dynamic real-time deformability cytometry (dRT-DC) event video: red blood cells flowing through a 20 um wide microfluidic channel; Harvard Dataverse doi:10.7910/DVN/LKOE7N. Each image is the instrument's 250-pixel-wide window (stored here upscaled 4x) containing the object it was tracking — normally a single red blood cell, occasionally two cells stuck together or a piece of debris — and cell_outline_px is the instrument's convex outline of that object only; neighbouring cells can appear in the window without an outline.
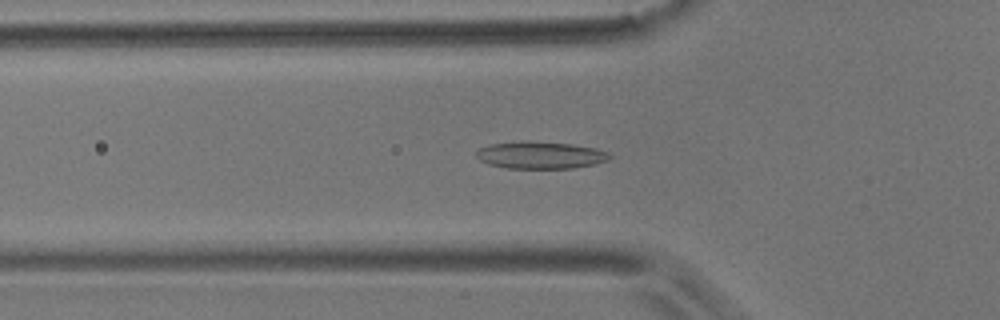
{"species": "common noctule bat (a hibernating species)", "species_latin": "Nyctalus noctula", "temperature_condition": "room temperature", "stored_images_in_passage": 55, "camera_frame_rate_fps": 3000, "um_per_image_px": 0.085, "animal": {"sex": "male", "body_mass_g": 17.9}, "frame": {"image": 1, "passage_image": 18, "time_ms": 5.667, "image_size_px": [1000, 320], "cell_outline_px": [[612, 156], [608, 160], [596, 164], [572, 168], [508, 168], [488, 164], [480, 160], [476, 156], [476, 152], [480, 148], [492, 144], [572, 144], [596, 148], [608, 152]], "centroid_in_image_um": [46.01, 13.24], "position_along_channel_um": 79.8, "area_um2": 20.0}}
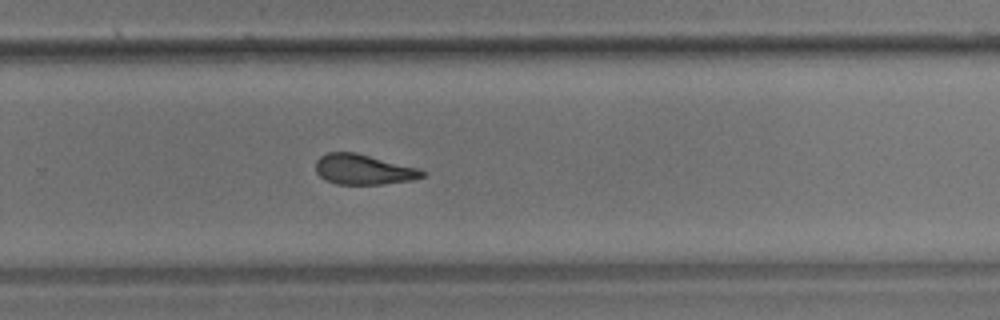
{"frame": {"image": 2, "passage_image": 36, "time_ms": 11.667, "image_size_px": [1000, 320], "cell_outline_px": [[428, 172], [424, 176], [412, 180], [380, 184], [336, 184], [324, 180], [316, 172], [316, 160], [320, 156], [328, 152], [356, 152], [420, 168]], "centroid_in_image_um": [30.91, 14.4], "position_along_channel_um": 298.9, "area_um2": 18.96}}
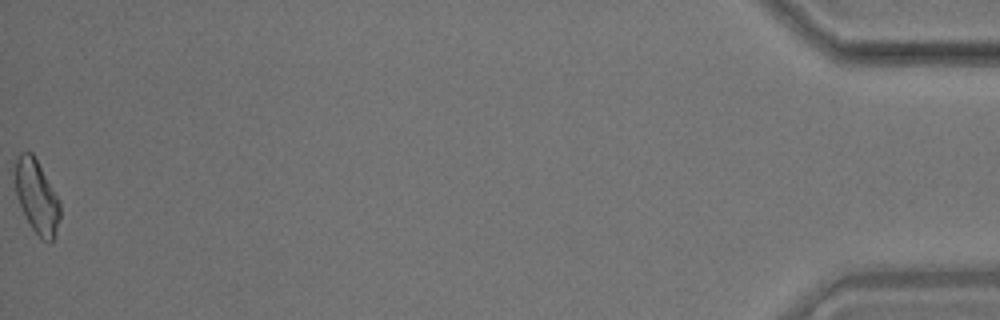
{"frame": {"image": 3, "passage_image": 55, "time_ms": 18.0, "image_size_px": [1000, 320], "cell_outline_px": [[60, 220], [56, 236], [48, 244], [40, 240], [32, 228], [16, 196], [12, 172], [16, 160], [20, 152], [32, 152], [60, 200]], "centroid_in_image_um": [3.12, 16.73], "position_along_channel_um": 432.1, "area_um2": 19.71}, "authors_computed_cell_mechanics": {"area_um2": 19.7098, "velocity_mm_per_s": 3.6454, "shape_relaxation_time_tau1_ms": 4.278, "shape_relaxation_time_tau2_ms": 3.0936, "deformation_change_tau1": 0.1446, "deformation_change_tau2": 0.1222}}